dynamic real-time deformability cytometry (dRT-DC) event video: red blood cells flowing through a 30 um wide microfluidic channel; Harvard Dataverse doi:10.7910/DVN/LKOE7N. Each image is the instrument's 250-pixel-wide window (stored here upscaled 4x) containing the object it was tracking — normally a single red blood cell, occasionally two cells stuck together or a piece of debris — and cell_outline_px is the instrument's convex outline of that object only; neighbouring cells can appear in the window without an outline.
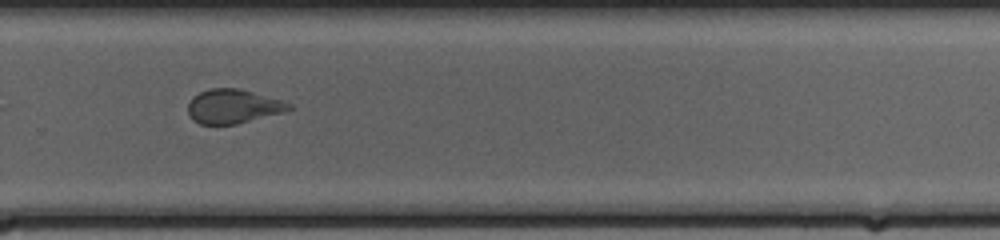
{"species": "common noctule bat (a hibernating species)", "species_latin": "Nyctalus noctula", "temperature_condition": "cold", "stored_images_in_passage": 34, "camera_frame_rate_fps": 3000, "um_per_image_px": 0.085, "animal": {"sex": "female", "body_mass_g": 20.0, "forearm_length_mm": 54.0}, "frame": {"image": 1, "passage_image": 25, "time_ms": 8.0, "image_size_px": [1000, 240], "cell_outline_px": [[292, 108], [284, 112], [236, 124], [200, 124], [192, 120], [188, 112], [188, 104], [192, 96], [208, 88], [240, 88], [280, 100], [292, 104]], "centroid_in_image_um": [19.78, 9.03], "position_along_channel_um": 310.0, "area_um2": 20.06}}